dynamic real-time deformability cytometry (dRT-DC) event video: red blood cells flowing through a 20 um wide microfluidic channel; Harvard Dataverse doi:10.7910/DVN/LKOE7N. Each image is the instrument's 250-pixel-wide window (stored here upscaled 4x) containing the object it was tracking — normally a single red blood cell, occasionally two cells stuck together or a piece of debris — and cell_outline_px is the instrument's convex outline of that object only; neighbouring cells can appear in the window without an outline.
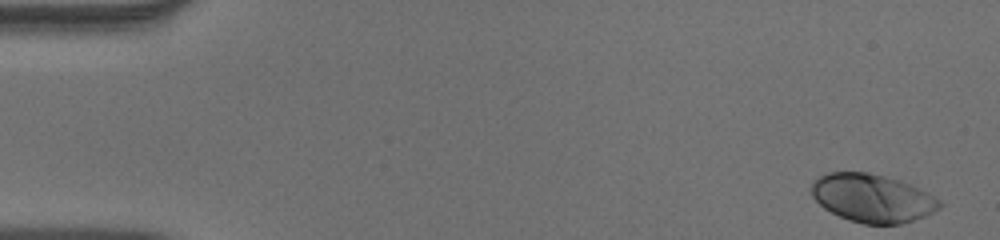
{"species": "human", "species_latin": "Homo sapiens", "temperature_condition": "warm", "stored_images_in_passage": 51, "camera_frame_rate_fps": 3000, "um_per_image_px": 0.085, "donor": {"sex": "male"}, "frame": {"image": 1, "passage_image": 1, "time_ms": 0.0, "image_size_px": [1000, 240], "cell_outline_px": [[944, 204], [940, 208], [924, 216], [900, 224], [864, 224], [848, 220], [824, 208], [812, 196], [812, 180], [828, 172], [868, 172], [900, 180], [920, 188], [928, 192], [940, 200]], "centroid_in_image_um": [74.16, 16.83], "position_along_channel_um": 10.8, "area_um2": 36.01}}
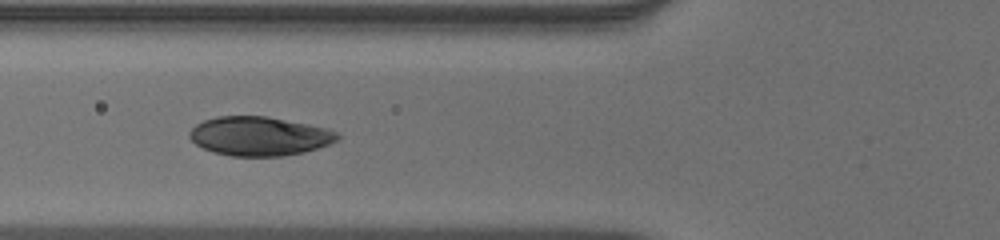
{"frame": {"image": 2, "passage_image": 19, "time_ms": 6.0, "image_size_px": [1000, 240], "cell_outline_px": [[340, 136], [336, 140], [328, 144], [304, 152], [280, 156], [232, 156], [212, 152], [196, 144], [188, 136], [188, 132], [196, 124], [204, 120], [216, 116], [268, 116], [328, 128], [336, 132]], "centroid_in_image_um": [22.01, 11.56], "position_along_channel_um": 103.8, "area_um2": 33.58}}
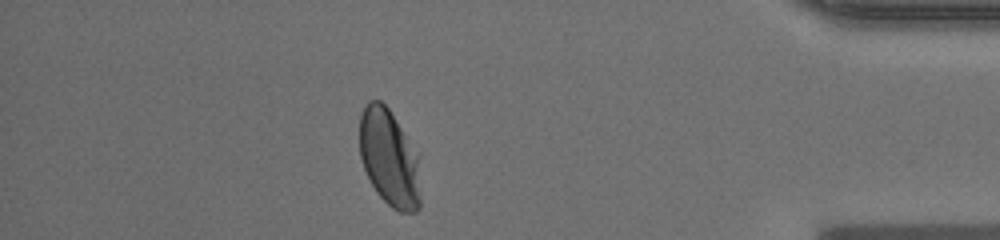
{"frame": {"image": 3, "passage_image": 45, "time_ms": 14.667, "image_size_px": [1000, 240], "cell_outline_px": [[420, 208], [416, 212], [400, 212], [392, 208], [376, 192], [364, 168], [360, 156], [360, 116], [368, 100], [380, 100], [388, 108], [420, 152]], "centroid_in_image_um": [33.14, 13.43], "position_along_channel_um": 402.1, "area_um2": 35.14}, "authors_computed_cell_mechanics": {"area_um2": 35.3158, "velocity_mm_per_s": 3.901, "shape_relaxation_time_tau1_ms": 2.7923, "shape_relaxation_time_tau2_ms": null, "deformation_change_tau1": 0.155, "deformation_change_tau2": null}}